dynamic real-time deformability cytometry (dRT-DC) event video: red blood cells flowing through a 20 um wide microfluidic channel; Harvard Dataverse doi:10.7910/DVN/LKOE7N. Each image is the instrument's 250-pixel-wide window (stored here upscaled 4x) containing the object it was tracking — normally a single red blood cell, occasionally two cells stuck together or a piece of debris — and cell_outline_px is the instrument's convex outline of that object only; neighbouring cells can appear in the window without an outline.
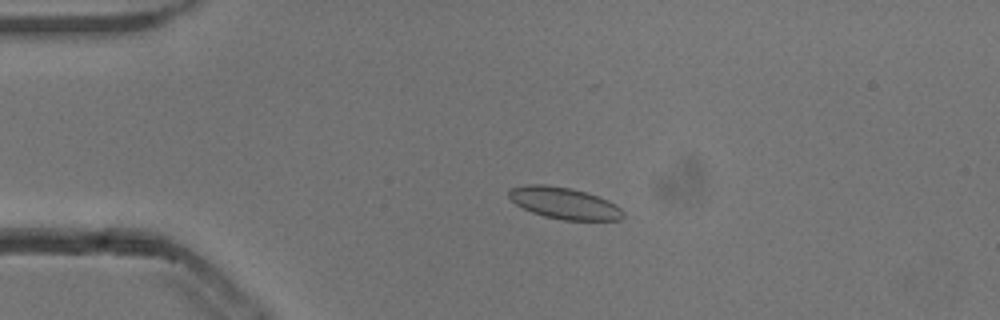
{"species": "common noctule bat (a hibernating species)", "species_latin": "Nyctalus noctula", "temperature_condition": "cold", "stored_images_in_passage": 54, "camera_frame_rate_fps": 3000, "um_per_image_px": 0.085, "animal": {"sex": "male", "body_mass_g": 13.3}, "frame": {"image": 1, "passage_image": 12, "time_ms": 3.667, "image_size_px": [1000, 320], "cell_outline_px": [[624, 216], [620, 220], [564, 220], [544, 216], [532, 212], [516, 204], [508, 196], [508, 192], [512, 188], [524, 184], [544, 184], [572, 188], [608, 200], [616, 204], [624, 212]], "centroid_in_image_um": [47.96, 17.26], "position_along_channel_um": 37.0, "area_um2": 20.98}}
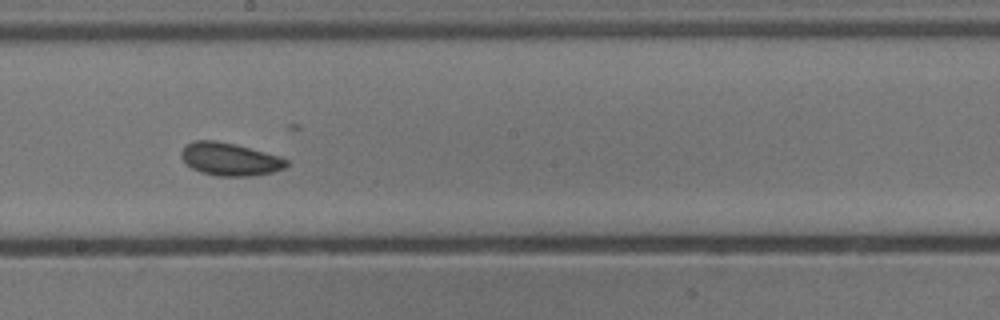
{"frame": {"image": 2, "passage_image": 30, "time_ms": 9.667, "image_size_px": [1000, 320], "cell_outline_px": [[288, 164], [284, 168], [272, 172], [252, 176], [216, 176], [200, 172], [192, 168], [180, 156], [180, 152], [184, 144], [192, 140], [216, 140], [236, 144], [280, 156], [288, 160]], "centroid_in_image_um": [19.51, 13.52], "position_along_channel_um": 228.7, "area_um2": 20.35}}
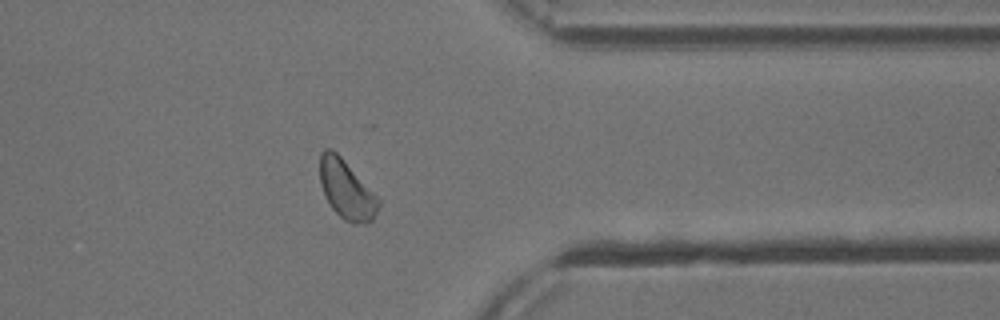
{"frame": {"image": 3, "passage_image": 43, "time_ms": 14.0, "image_size_px": [1000, 320], "cell_outline_px": [[380, 204], [372, 220], [368, 224], [352, 224], [344, 220], [332, 208], [320, 184], [320, 152], [324, 148], [332, 148], [340, 156], [380, 200]], "centroid_in_image_um": [29.44, 16.13], "position_along_channel_um": 382.0, "area_um2": 19.83}, "authors_computed_cell_mechanics": {"area_um2": 20.23, "velocity_mm_per_s": 3.7936, "shape_relaxation_time_tau1_ms": 1.6192, "shape_relaxation_time_tau2_ms": 5.4009, "deformation_change_tau1": 0.0463, "deformation_change_tau2": 0.106}}